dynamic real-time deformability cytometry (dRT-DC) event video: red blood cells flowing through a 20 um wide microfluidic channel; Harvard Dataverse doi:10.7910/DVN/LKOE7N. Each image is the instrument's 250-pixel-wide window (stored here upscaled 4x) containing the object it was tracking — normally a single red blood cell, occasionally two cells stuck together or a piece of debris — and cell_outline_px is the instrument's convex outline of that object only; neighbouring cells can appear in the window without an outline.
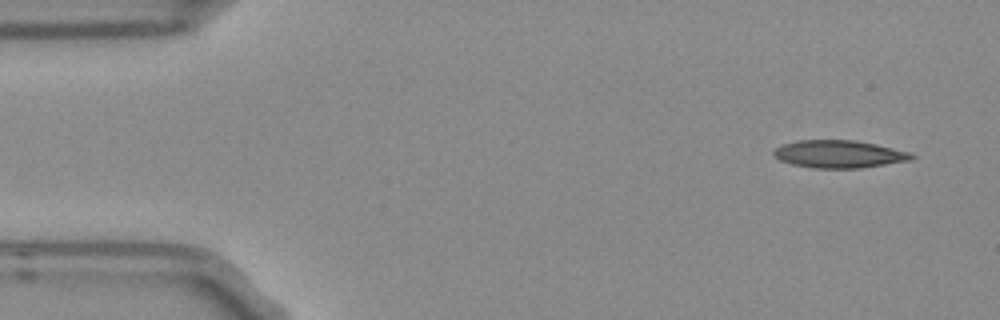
{"species": "Egyptian fruit bat (a non-hibernating species)", "species_latin": "Rousettus aegyptiacus", "temperature_condition": "room temperature", "stored_images_in_passage": 4, "camera_frame_rate_fps": 3000, "um_per_image_px": 0.085, "frame": {"image": 1, "passage_image": 1, "time_ms": 0.0, "image_size_px": [1000, 320], "cell_outline_px": [[916, 156], [908, 160], [860, 168], [812, 168], [792, 164], [780, 160], [772, 156], [772, 152], [776, 148], [784, 144], [796, 140], [856, 140], [876, 144], [912, 152]], "centroid_in_image_um": [71.29, 13.09], "position_along_channel_um": 13.7, "area_um2": 22.2}}